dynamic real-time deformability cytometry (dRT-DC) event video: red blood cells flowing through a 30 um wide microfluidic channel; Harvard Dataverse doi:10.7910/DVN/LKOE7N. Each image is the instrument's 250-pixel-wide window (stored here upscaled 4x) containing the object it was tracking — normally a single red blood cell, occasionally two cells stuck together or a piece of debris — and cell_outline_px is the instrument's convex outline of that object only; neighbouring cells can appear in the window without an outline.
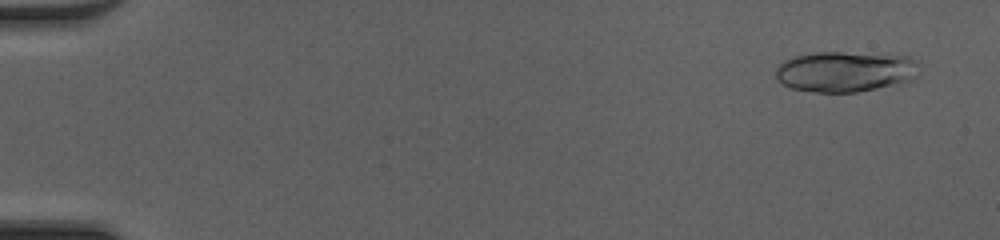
{"species": "common noctule bat (a hibernating species)", "species_latin": "Nyctalus noctula", "temperature_condition": "cold", "stored_images_in_passage": 49, "camera_frame_rate_fps": 3000, "um_per_image_px": 0.085, "animal": {"sex": "female", "body_mass_g": 20.0, "forearm_length_mm": 54.0}, "frame": {"image": 1, "passage_image": 3, "time_ms": 0.667, "image_size_px": [1000, 240], "cell_outline_px": [[916, 76], [912, 80], [876, 88], [856, 92], [816, 92], [788, 88], [776, 80], [776, 68], [784, 60], [792, 56], [816, 52], [840, 52], [908, 56], [916, 64]], "centroid_in_image_um": [71.75, 6.08], "position_along_channel_um": 13.2, "area_um2": 33.76}}
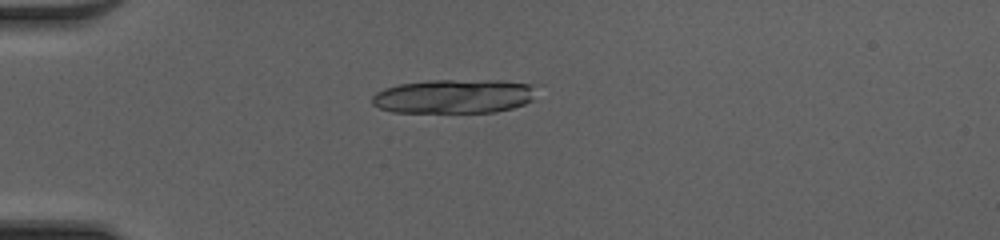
{"frame": {"image": 2, "passage_image": 14, "time_ms": 4.333, "image_size_px": [1000, 240], "cell_outline_px": [[544, 84], [532, 100], [524, 104], [512, 108], [496, 112], [392, 112], [380, 108], [372, 104], [372, 96], [376, 92], [384, 88], [400, 84], [428, 80], [500, 80]], "centroid_in_image_um": [38.72, 8.16], "position_along_channel_um": 46.3, "area_um2": 33.47}}